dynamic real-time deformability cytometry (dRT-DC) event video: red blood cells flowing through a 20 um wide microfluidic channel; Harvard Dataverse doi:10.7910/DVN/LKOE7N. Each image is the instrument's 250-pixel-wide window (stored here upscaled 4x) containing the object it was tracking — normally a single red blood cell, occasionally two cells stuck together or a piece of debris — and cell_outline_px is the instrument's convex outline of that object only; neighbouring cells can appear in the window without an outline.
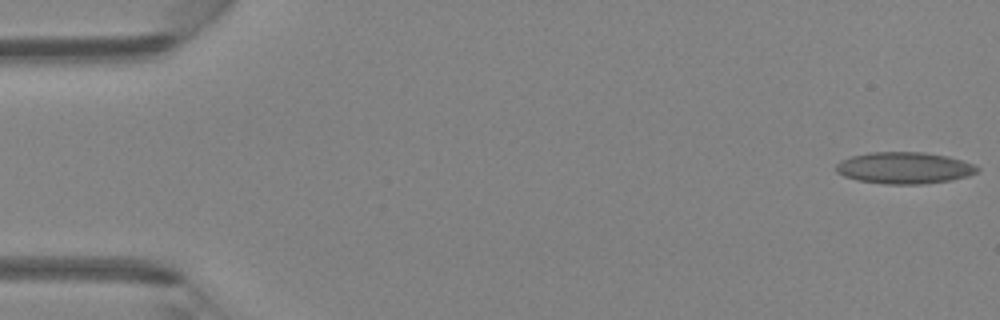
{"species": "Egyptian fruit bat (a non-hibernating species)", "species_latin": "Rousettus aegyptiacus", "temperature_condition": "room temperature", "stored_images_in_passage": 11, "camera_frame_rate_fps": 3000, "um_per_image_px": 0.085, "animal": {"sex": "female"}, "frame": {"image": 1, "passage_image": 1, "time_ms": 0.0, "image_size_px": [1000, 320], "cell_outline_px": [[980, 168], [976, 172], [968, 176], [948, 180], [924, 184], [884, 184], [860, 180], [844, 176], [836, 172], [836, 164], [840, 160], [852, 156], [868, 152], [924, 152], [948, 156], [972, 164]], "centroid_in_image_um": [76.84, 14.26], "position_along_channel_um": 8.2, "area_um2": 25.89}}